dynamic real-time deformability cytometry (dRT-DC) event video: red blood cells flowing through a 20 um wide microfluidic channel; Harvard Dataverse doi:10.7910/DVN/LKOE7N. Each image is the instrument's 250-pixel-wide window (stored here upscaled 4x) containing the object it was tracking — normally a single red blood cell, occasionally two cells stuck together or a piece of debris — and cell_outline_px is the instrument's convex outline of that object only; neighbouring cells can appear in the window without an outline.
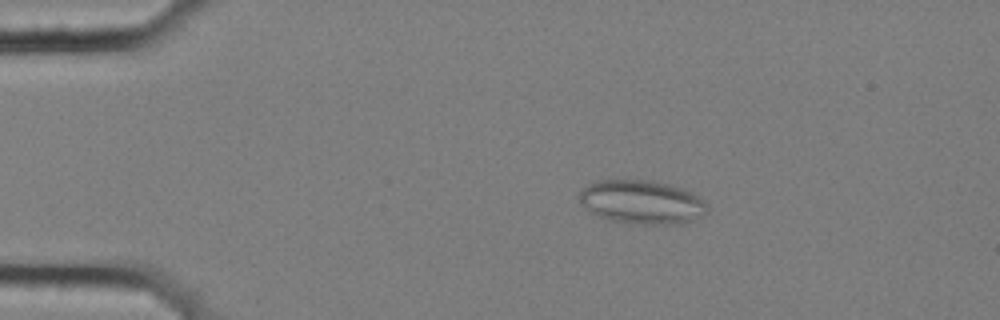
{"species": "common noctule bat (a hibernating species)", "species_latin": "Nyctalus noctula", "temperature_condition": "cold", "stored_images_in_passage": 3, "camera_frame_rate_fps": 3000, "um_per_image_px": 0.085, "animal": {"sex": "female", "body_mass_g": 25.1}, "frame": {"image": 1, "passage_image": 2, "time_ms": 0.333, "image_size_px": [1000, 320], "cell_outline_px": [[708, 212], [688, 224], [636, 224], [608, 220], [588, 212], [580, 204], [580, 192], [588, 184], [596, 180], [648, 180], [668, 184], [692, 192], [704, 200], [708, 204]], "centroid_in_image_um": [54.57, 17.2], "position_along_channel_um": 30.4, "area_um2": 33.06}}